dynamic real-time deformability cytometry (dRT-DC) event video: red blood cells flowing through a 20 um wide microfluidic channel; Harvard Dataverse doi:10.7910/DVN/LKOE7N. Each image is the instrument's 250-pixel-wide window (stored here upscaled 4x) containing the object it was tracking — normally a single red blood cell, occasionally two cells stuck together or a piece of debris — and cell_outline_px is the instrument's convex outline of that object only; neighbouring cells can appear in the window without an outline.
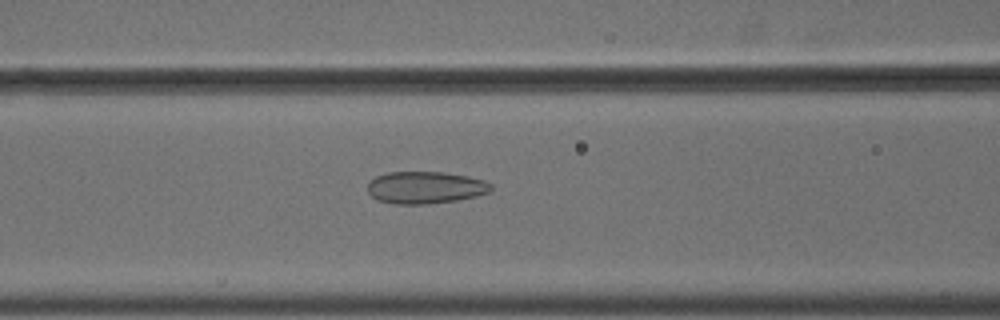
{"species": "common noctule bat (a hibernating species)", "species_latin": "Nyctalus noctula", "temperature_condition": "cold", "stored_images_in_passage": 51, "camera_frame_rate_fps": 3000, "um_per_image_px": 0.085, "animal": {"sex": "male", "body_mass_g": 18.8}, "frame": {"image": 1, "passage_image": 20, "time_ms": 6.333, "image_size_px": [1000, 320], "cell_outline_px": [[492, 188], [488, 192], [476, 196], [456, 200], [424, 204], [392, 204], [376, 200], [368, 192], [368, 184], [376, 176], [388, 172], [444, 172], [468, 176], [484, 180], [492, 184]], "centroid_in_image_um": [36.14, 15.94], "position_along_channel_um": 130.5, "area_um2": 23.12}}
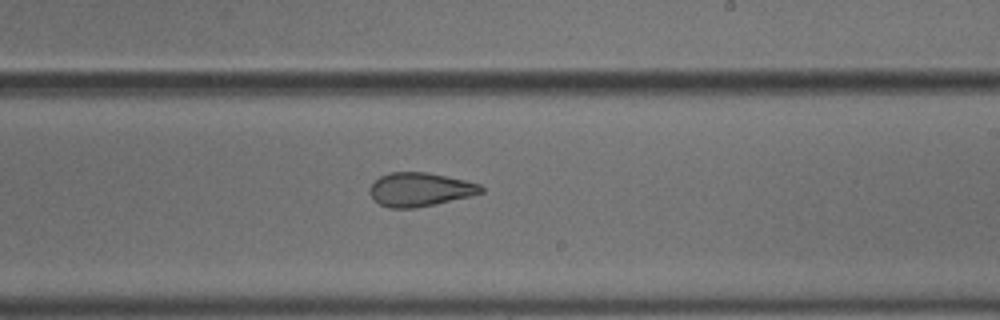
{"frame": {"image": 2, "passage_image": 30, "time_ms": 9.667, "image_size_px": [1000, 320], "cell_outline_px": [[484, 192], [472, 196], [436, 204], [416, 208], [388, 208], [380, 204], [368, 192], [368, 188], [380, 176], [388, 172], [428, 172], [464, 180], [480, 184], [484, 188]], "centroid_in_image_um": [35.71, 16.11], "position_along_channel_um": 253.3, "area_um2": 22.02}}
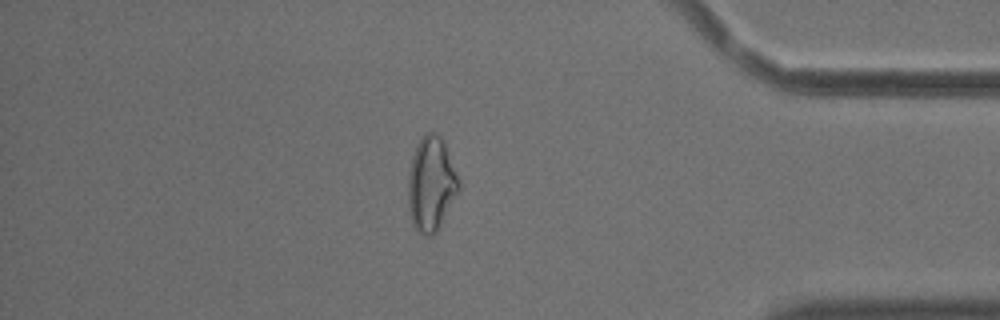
{"frame": {"image": 3, "passage_image": 44, "time_ms": 14.333, "image_size_px": [1000, 320], "cell_outline_px": [[460, 188], [436, 232], [432, 236], [420, 236], [416, 232], [412, 224], [408, 208], [408, 172], [412, 156], [420, 140], [428, 132], [432, 132], [440, 136], [444, 144], [460, 180]], "centroid_in_image_um": [36.62, 15.7], "position_along_channel_um": 398.6, "area_um2": 27.74}, "authors_computed_cell_mechanics": {"area_um2": 25.721, "velocity_mm_per_s": 3.68, "shape_relaxation_time_tau1_ms": null, "shape_relaxation_time_tau2_ms": 2.0821, "deformation_change_tau1": null, "deformation_change_tau2": 0.0954}}